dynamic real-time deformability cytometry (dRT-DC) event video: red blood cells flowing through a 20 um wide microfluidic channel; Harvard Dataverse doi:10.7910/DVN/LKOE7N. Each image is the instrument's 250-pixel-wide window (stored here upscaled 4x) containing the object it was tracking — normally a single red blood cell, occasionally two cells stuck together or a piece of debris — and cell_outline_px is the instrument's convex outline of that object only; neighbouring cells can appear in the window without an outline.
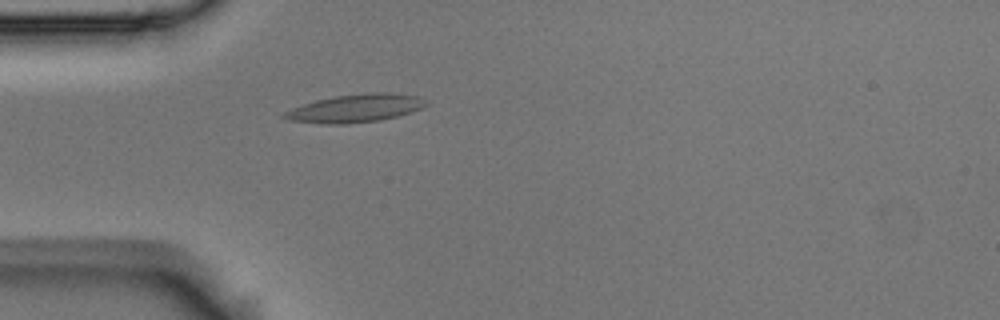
{"species": "Egyptian fruit bat (a non-hibernating species)", "species_latin": "Rousettus aegyptiacus", "temperature_condition": "room temperature", "stored_images_in_passage": 5, "camera_frame_rate_fps": 3000, "um_per_image_px": 0.085, "animal": {"sex": "male"}, "frame": {"image": 1, "passage_image": 5, "time_ms": 1.333, "image_size_px": [1000, 320], "cell_outline_px": [[428, 104], [412, 112], [380, 120], [344, 124], [328, 124], [292, 120], [280, 116], [284, 112], [292, 108], [316, 100], [332, 96], [368, 92], [388, 92], [420, 96]], "centroid_in_image_um": [30.23, 9.19], "position_along_channel_um": 54.8, "area_um2": 23.06}}